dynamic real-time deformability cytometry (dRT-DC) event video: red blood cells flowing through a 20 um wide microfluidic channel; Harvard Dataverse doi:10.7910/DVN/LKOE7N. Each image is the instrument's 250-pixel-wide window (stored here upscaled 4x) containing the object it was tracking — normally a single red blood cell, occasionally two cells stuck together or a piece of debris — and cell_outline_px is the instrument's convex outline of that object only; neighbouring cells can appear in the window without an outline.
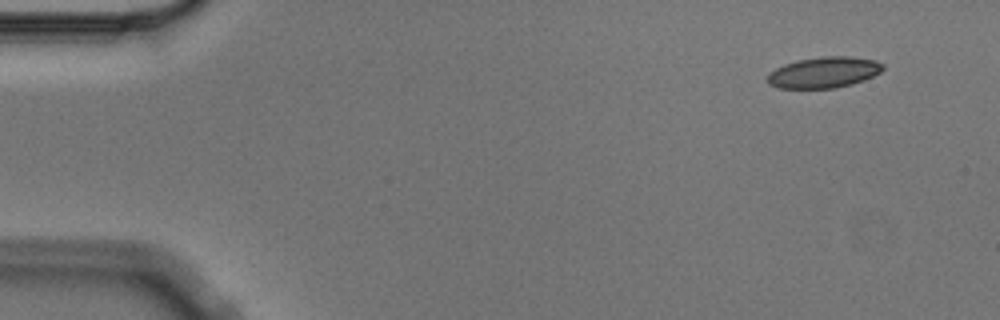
{"species": "Egyptian fruit bat (a non-hibernating species)", "species_latin": "Rousettus aegyptiacus", "temperature_condition": "cold", "stored_images_in_passage": 4, "camera_frame_rate_fps": 3000, "um_per_image_px": 0.085, "animal": {"sex": "male"}, "frame": {"image": 1, "passage_image": 1, "time_ms": 0.0, "image_size_px": [1000, 320], "cell_outline_px": [[884, 68], [880, 72], [864, 80], [852, 84], [836, 88], [780, 88], [768, 84], [764, 80], [776, 68], [784, 64], [796, 60], [820, 56], [852, 56], [876, 60], [884, 64]], "centroid_in_image_um": [70.04, 6.14], "position_along_channel_um": 15.0, "area_um2": 21.04}}